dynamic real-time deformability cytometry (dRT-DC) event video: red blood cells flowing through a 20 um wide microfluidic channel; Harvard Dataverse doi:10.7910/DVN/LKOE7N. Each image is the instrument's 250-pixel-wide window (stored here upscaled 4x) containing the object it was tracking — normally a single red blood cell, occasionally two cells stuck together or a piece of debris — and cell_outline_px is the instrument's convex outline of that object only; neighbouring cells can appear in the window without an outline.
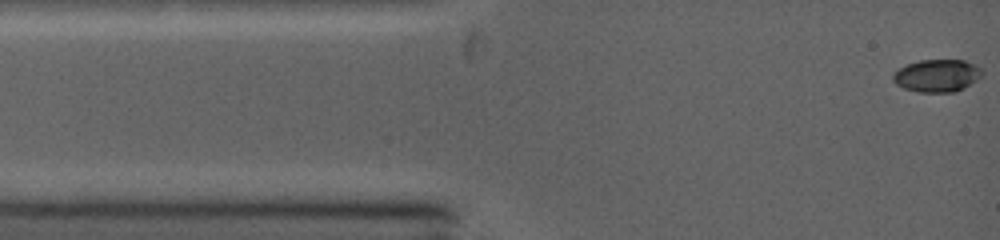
{"species": "common noctule bat (a hibernating species)", "species_latin": "Nyctalus noctula", "temperature_condition": "warm", "stored_images_in_passage": 69, "camera_frame_rate_fps": 5000, "um_per_image_px": 0.085, "animal": {"sex": "female", "body_mass_g": 19.0, "forearm_length_mm": 53.3}, "frame": {"image": 1, "passage_image": 1, "time_ms": 0.0, "image_size_px": [1000, 240], "cell_outline_px": [[984, 72], [976, 80], [964, 88], [956, 92], [916, 92], [904, 88], [896, 84], [892, 80], [892, 76], [900, 68], [908, 64], [920, 60], [964, 60], [976, 64]], "centroid_in_image_um": [79.66, 6.43], "position_along_channel_um": 5.3, "area_um2": 16.88}}
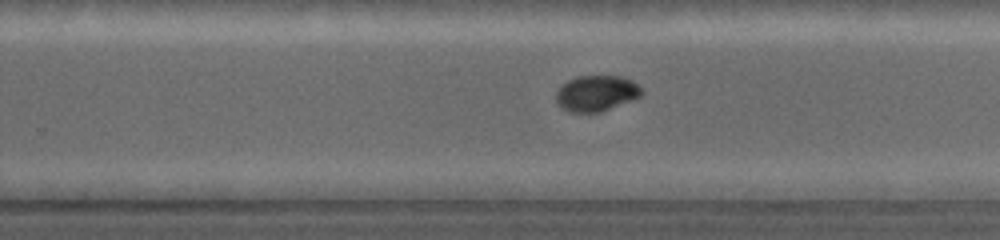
{"frame": {"image": 2, "passage_image": 37, "time_ms": 7.8, "image_size_px": [1000, 240], "cell_outline_px": [[644, 92], [640, 96], [600, 112], [568, 112], [560, 108], [556, 104], [556, 92], [568, 80], [580, 76], [620, 76], [632, 80]], "centroid_in_image_um": [50.65, 7.94], "position_along_channel_um": 279.1, "area_um2": 17.69}}
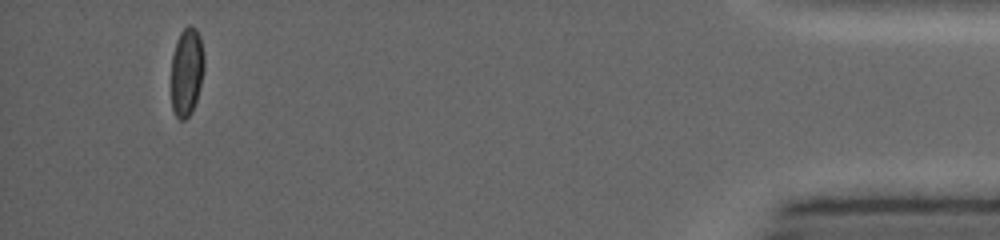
{"frame": {"image": 3, "passage_image": 62, "time_ms": 13.2, "image_size_px": [1000, 240], "cell_outline_px": [[204, 68], [196, 100], [192, 112], [184, 120], [180, 120], [176, 116], [172, 108], [172, 56], [180, 32], [188, 24], [196, 28], [200, 36], [204, 52]], "centroid_in_image_um": [15.88, 6.07], "position_along_channel_um": 419.3, "area_um2": 16.88}, "authors_computed_cell_mechanics": {"area_um2": 17.3978, "velocity_mm_per_s": 4.2953, "shape_relaxation_time_tau1_ms": 3.2519, "shape_relaxation_time_tau2_ms": 2.3386, "deformation_change_tau1": 0.1295, "deformation_change_tau2": 0.0193}}